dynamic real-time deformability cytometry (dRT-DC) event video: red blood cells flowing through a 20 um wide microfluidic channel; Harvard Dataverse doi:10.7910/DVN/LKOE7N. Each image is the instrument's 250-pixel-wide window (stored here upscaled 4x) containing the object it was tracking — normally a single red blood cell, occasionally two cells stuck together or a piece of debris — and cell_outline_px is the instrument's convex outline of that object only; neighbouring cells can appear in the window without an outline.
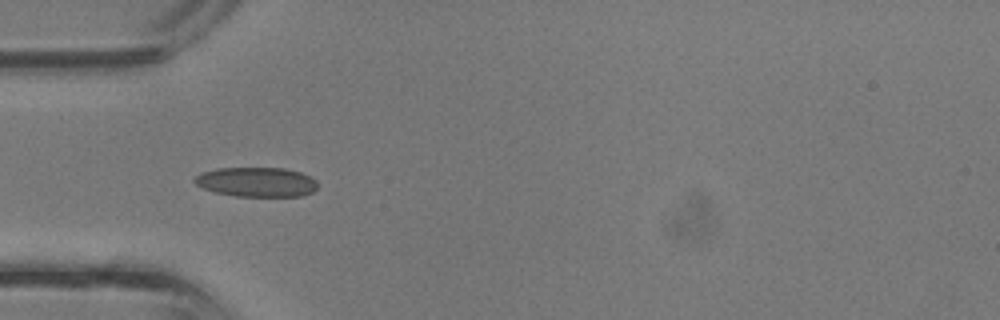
{"species": "common noctule bat (a hibernating species)", "species_latin": "Nyctalus noctula", "temperature_condition": "room temperature", "stored_images_in_passage": 27, "camera_frame_rate_fps": 3000, "um_per_image_px": 0.085, "animal": {"sex": "male", "body_mass_g": 13.3}, "frame": {"image": 1, "passage_image": 11, "time_ms": 3.333, "image_size_px": [1000, 320], "cell_outline_px": [[316, 188], [312, 192], [300, 196], [236, 196], [216, 192], [204, 188], [196, 184], [192, 180], [200, 172], [216, 168], [284, 168], [300, 172], [316, 180]], "centroid_in_image_um": [21.78, 15.46], "position_along_channel_um": 63.2, "area_um2": 21.1}}
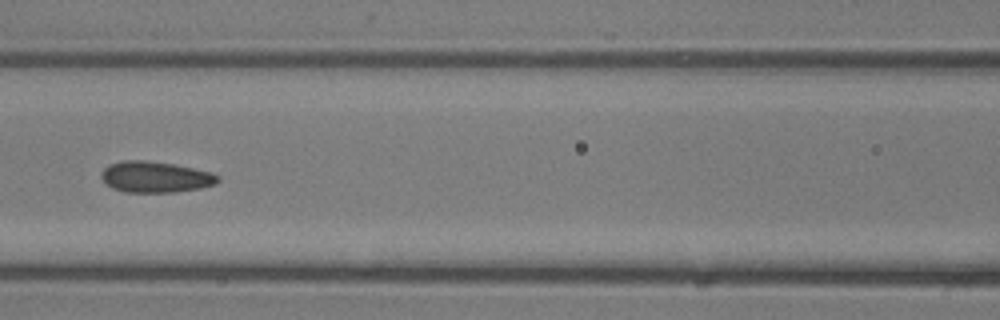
{"frame": {"image": 2, "passage_image": 16, "time_ms": 5.0, "image_size_px": [1000, 320], "cell_outline_px": [[220, 180], [216, 184], [200, 188], [172, 192], [128, 192], [112, 188], [100, 176], [104, 168], [108, 164], [124, 160], [144, 160], [172, 164], [212, 172], [220, 176]], "centroid_in_image_um": [13.22, 15.04], "position_along_channel_um": 153.4, "area_um2": 20.98}}
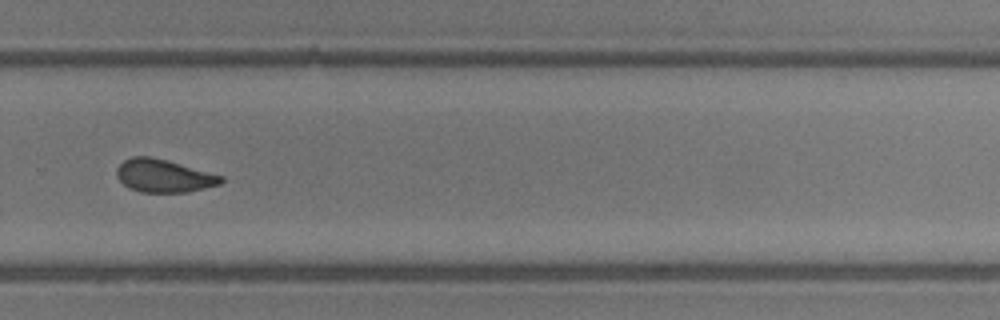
{"frame": {"image": 3, "passage_image": 25, "time_ms": 8.0, "image_size_px": [1000, 320], "cell_outline_px": [[224, 180], [220, 184], [188, 192], [140, 192], [128, 188], [116, 176], [116, 168], [124, 160], [132, 156], [152, 156], [224, 176]], "centroid_in_image_um": [13.9, 14.94], "position_along_channel_um": 315.9, "area_um2": 20.06}}